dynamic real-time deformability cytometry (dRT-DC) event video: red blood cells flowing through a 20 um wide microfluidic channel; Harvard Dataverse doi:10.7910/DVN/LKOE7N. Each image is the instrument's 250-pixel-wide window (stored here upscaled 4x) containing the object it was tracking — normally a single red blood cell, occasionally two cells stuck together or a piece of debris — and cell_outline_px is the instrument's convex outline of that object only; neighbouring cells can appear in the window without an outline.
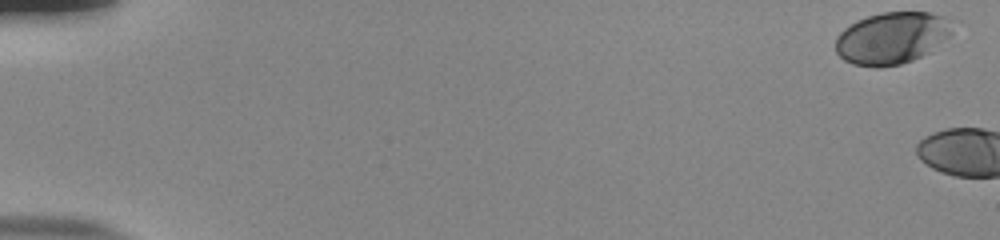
{"species": "human", "species_latin": "Homo sapiens", "temperature_condition": "room temperature", "stored_images_in_passage": 5, "camera_frame_rate_fps": 3000, "um_per_image_px": 0.085, "donor": {"sex": "male"}, "frame": {"image": 1, "passage_image": 1, "time_ms": 0.0, "image_size_px": [1000, 240], "cell_outline_px": [[952, 32], [948, 36], [928, 52], [912, 60], [900, 64], [880, 68], [876, 68], [852, 64], [844, 60], [836, 52], [836, 36], [844, 28], [856, 20], [880, 12], [928, 12], [944, 16]], "centroid_in_image_um": [75.73, 3.24], "position_along_channel_um": 9.3, "area_um2": 35.08}}